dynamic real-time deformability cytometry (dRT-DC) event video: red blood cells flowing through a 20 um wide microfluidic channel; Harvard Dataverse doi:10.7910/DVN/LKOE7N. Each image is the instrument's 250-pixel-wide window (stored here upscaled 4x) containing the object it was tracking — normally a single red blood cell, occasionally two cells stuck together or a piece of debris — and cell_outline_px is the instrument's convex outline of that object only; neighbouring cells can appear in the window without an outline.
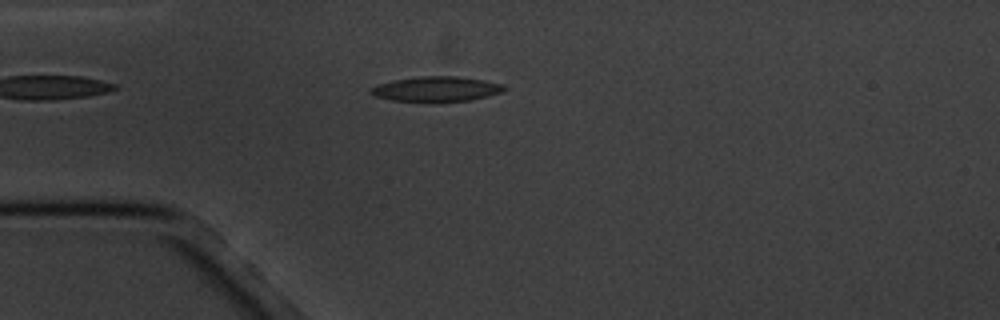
{"species": "common noctule bat (a hibernating species)", "species_latin": "Nyctalus noctula", "temperature_condition": "cold", "stored_images_in_passage": 2, "camera_frame_rate_fps": 3000, "um_per_image_px": 0.085, "animal": {"sex": "male", "body_mass_g": 20.1, "forearm_length_mm": 53.5}, "frame": {"image": 1, "passage_image": 2, "time_ms": 1.333, "image_size_px": [1000, 320], "cell_outline_px": [[508, 88], [500, 92], [488, 96], [468, 100], [432, 104], [428, 104], [392, 100], [376, 96], [368, 92], [376, 84], [392, 80], [420, 76], [460, 76], [484, 80], [504, 84]], "centroid_in_image_um": [37.07, 7.59], "position_along_channel_um": 47.9, "area_um2": 20.17}}